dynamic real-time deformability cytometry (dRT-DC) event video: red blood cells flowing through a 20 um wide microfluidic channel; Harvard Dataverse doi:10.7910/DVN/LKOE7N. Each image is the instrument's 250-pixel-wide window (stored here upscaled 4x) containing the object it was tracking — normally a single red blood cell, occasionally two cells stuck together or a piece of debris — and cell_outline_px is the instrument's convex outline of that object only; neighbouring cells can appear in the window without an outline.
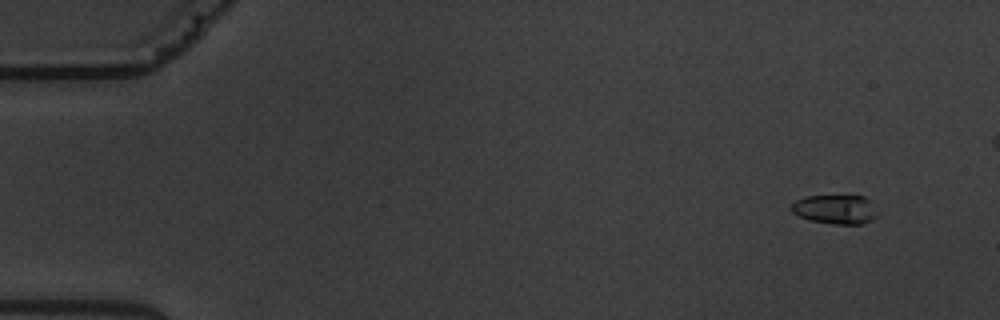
{"species": "common noctule bat (a hibernating species)", "species_latin": "Nyctalus noctula", "temperature_condition": "warm", "stored_images_in_passage": 6, "camera_frame_rate_fps": 3000, "um_per_image_px": 0.085, "animal": {"sex": "male", "body_mass_g": 19.5, "forearm_length_mm": 54.6}, "frame": {"image": 1, "passage_image": 2, "time_ms": 1.0, "image_size_px": [1000, 320], "cell_outline_px": [[876, 216], [872, 220], [860, 224], [832, 224], [808, 220], [792, 212], [788, 208], [796, 200], [804, 196], [864, 196], [872, 200]], "centroid_in_image_um": [70.97, 17.79], "position_along_channel_um": 14.0, "area_um2": 14.74}}